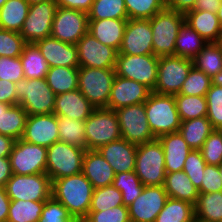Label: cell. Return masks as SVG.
Instances as JSON below:
<instances>
[{
    "instance_id": "cell-1",
    "label": "cell",
    "mask_w": 222,
    "mask_h": 222,
    "mask_svg": "<svg viewBox=\"0 0 222 222\" xmlns=\"http://www.w3.org/2000/svg\"><path fill=\"white\" fill-rule=\"evenodd\" d=\"M94 188L83 173L52 181V197L62 203L77 221L88 214Z\"/></svg>"
},
{
    "instance_id": "cell-2",
    "label": "cell",
    "mask_w": 222,
    "mask_h": 222,
    "mask_svg": "<svg viewBox=\"0 0 222 222\" xmlns=\"http://www.w3.org/2000/svg\"><path fill=\"white\" fill-rule=\"evenodd\" d=\"M144 105L147 121L155 138L179 131L182 121L176 108L174 95L151 91Z\"/></svg>"
},
{
    "instance_id": "cell-3",
    "label": "cell",
    "mask_w": 222,
    "mask_h": 222,
    "mask_svg": "<svg viewBox=\"0 0 222 222\" xmlns=\"http://www.w3.org/2000/svg\"><path fill=\"white\" fill-rule=\"evenodd\" d=\"M17 104L31 115L51 114L56 94L45 79H22L15 83Z\"/></svg>"
},
{
    "instance_id": "cell-4",
    "label": "cell",
    "mask_w": 222,
    "mask_h": 222,
    "mask_svg": "<svg viewBox=\"0 0 222 222\" xmlns=\"http://www.w3.org/2000/svg\"><path fill=\"white\" fill-rule=\"evenodd\" d=\"M115 76V68L79 67L78 89L94 108H107Z\"/></svg>"
},
{
    "instance_id": "cell-5",
    "label": "cell",
    "mask_w": 222,
    "mask_h": 222,
    "mask_svg": "<svg viewBox=\"0 0 222 222\" xmlns=\"http://www.w3.org/2000/svg\"><path fill=\"white\" fill-rule=\"evenodd\" d=\"M150 20L154 55H174L179 28L185 22L184 14L165 8Z\"/></svg>"
},
{
    "instance_id": "cell-6",
    "label": "cell",
    "mask_w": 222,
    "mask_h": 222,
    "mask_svg": "<svg viewBox=\"0 0 222 222\" xmlns=\"http://www.w3.org/2000/svg\"><path fill=\"white\" fill-rule=\"evenodd\" d=\"M86 150H98L122 138L116 112L108 108H95L85 120Z\"/></svg>"
},
{
    "instance_id": "cell-7",
    "label": "cell",
    "mask_w": 222,
    "mask_h": 222,
    "mask_svg": "<svg viewBox=\"0 0 222 222\" xmlns=\"http://www.w3.org/2000/svg\"><path fill=\"white\" fill-rule=\"evenodd\" d=\"M135 173L144 186H162L166 170L162 144L155 140L137 145Z\"/></svg>"
},
{
    "instance_id": "cell-8",
    "label": "cell",
    "mask_w": 222,
    "mask_h": 222,
    "mask_svg": "<svg viewBox=\"0 0 222 222\" xmlns=\"http://www.w3.org/2000/svg\"><path fill=\"white\" fill-rule=\"evenodd\" d=\"M86 149L57 141L47 148L46 174L51 181L82 173Z\"/></svg>"
},
{
    "instance_id": "cell-9",
    "label": "cell",
    "mask_w": 222,
    "mask_h": 222,
    "mask_svg": "<svg viewBox=\"0 0 222 222\" xmlns=\"http://www.w3.org/2000/svg\"><path fill=\"white\" fill-rule=\"evenodd\" d=\"M159 57L154 54H118L115 73L118 76L144 84L151 91L157 83Z\"/></svg>"
},
{
    "instance_id": "cell-10",
    "label": "cell",
    "mask_w": 222,
    "mask_h": 222,
    "mask_svg": "<svg viewBox=\"0 0 222 222\" xmlns=\"http://www.w3.org/2000/svg\"><path fill=\"white\" fill-rule=\"evenodd\" d=\"M193 67V60L176 55L159 57L157 83L153 92L166 95L180 93L189 71Z\"/></svg>"
},
{
    "instance_id": "cell-11",
    "label": "cell",
    "mask_w": 222,
    "mask_h": 222,
    "mask_svg": "<svg viewBox=\"0 0 222 222\" xmlns=\"http://www.w3.org/2000/svg\"><path fill=\"white\" fill-rule=\"evenodd\" d=\"M5 189L10 200L46 201L52 197V181L46 173L13 174Z\"/></svg>"
},
{
    "instance_id": "cell-12",
    "label": "cell",
    "mask_w": 222,
    "mask_h": 222,
    "mask_svg": "<svg viewBox=\"0 0 222 222\" xmlns=\"http://www.w3.org/2000/svg\"><path fill=\"white\" fill-rule=\"evenodd\" d=\"M115 112L123 139L135 145L156 139L149 127L144 103L123 107Z\"/></svg>"
},
{
    "instance_id": "cell-13",
    "label": "cell",
    "mask_w": 222,
    "mask_h": 222,
    "mask_svg": "<svg viewBox=\"0 0 222 222\" xmlns=\"http://www.w3.org/2000/svg\"><path fill=\"white\" fill-rule=\"evenodd\" d=\"M11 169L16 175H33L46 173L47 148L15 140L9 156Z\"/></svg>"
},
{
    "instance_id": "cell-14",
    "label": "cell",
    "mask_w": 222,
    "mask_h": 222,
    "mask_svg": "<svg viewBox=\"0 0 222 222\" xmlns=\"http://www.w3.org/2000/svg\"><path fill=\"white\" fill-rule=\"evenodd\" d=\"M88 14L79 10L58 7L52 23L51 37L74 44L88 32Z\"/></svg>"
},
{
    "instance_id": "cell-15",
    "label": "cell",
    "mask_w": 222,
    "mask_h": 222,
    "mask_svg": "<svg viewBox=\"0 0 222 222\" xmlns=\"http://www.w3.org/2000/svg\"><path fill=\"white\" fill-rule=\"evenodd\" d=\"M56 8L57 4L54 0L30 5L28 15L20 31V35L27 43H36L51 36Z\"/></svg>"
},
{
    "instance_id": "cell-16",
    "label": "cell",
    "mask_w": 222,
    "mask_h": 222,
    "mask_svg": "<svg viewBox=\"0 0 222 222\" xmlns=\"http://www.w3.org/2000/svg\"><path fill=\"white\" fill-rule=\"evenodd\" d=\"M80 67L115 68L118 51L87 32L77 43Z\"/></svg>"
},
{
    "instance_id": "cell-17",
    "label": "cell",
    "mask_w": 222,
    "mask_h": 222,
    "mask_svg": "<svg viewBox=\"0 0 222 222\" xmlns=\"http://www.w3.org/2000/svg\"><path fill=\"white\" fill-rule=\"evenodd\" d=\"M168 195L162 186H144L138 196L129 206L131 222H155L157 215L164 208Z\"/></svg>"
},
{
    "instance_id": "cell-18",
    "label": "cell",
    "mask_w": 222,
    "mask_h": 222,
    "mask_svg": "<svg viewBox=\"0 0 222 222\" xmlns=\"http://www.w3.org/2000/svg\"><path fill=\"white\" fill-rule=\"evenodd\" d=\"M118 54H154L150 20L128 19Z\"/></svg>"
},
{
    "instance_id": "cell-19",
    "label": "cell",
    "mask_w": 222,
    "mask_h": 222,
    "mask_svg": "<svg viewBox=\"0 0 222 222\" xmlns=\"http://www.w3.org/2000/svg\"><path fill=\"white\" fill-rule=\"evenodd\" d=\"M22 140L48 148L59 141V127L54 113L27 117Z\"/></svg>"
},
{
    "instance_id": "cell-20",
    "label": "cell",
    "mask_w": 222,
    "mask_h": 222,
    "mask_svg": "<svg viewBox=\"0 0 222 222\" xmlns=\"http://www.w3.org/2000/svg\"><path fill=\"white\" fill-rule=\"evenodd\" d=\"M151 90L144 84L116 75L112 84L108 109L117 110L145 103Z\"/></svg>"
},
{
    "instance_id": "cell-21",
    "label": "cell",
    "mask_w": 222,
    "mask_h": 222,
    "mask_svg": "<svg viewBox=\"0 0 222 222\" xmlns=\"http://www.w3.org/2000/svg\"><path fill=\"white\" fill-rule=\"evenodd\" d=\"M35 44L49 67H80L76 45L62 42L51 36L39 40Z\"/></svg>"
},
{
    "instance_id": "cell-22",
    "label": "cell",
    "mask_w": 222,
    "mask_h": 222,
    "mask_svg": "<svg viewBox=\"0 0 222 222\" xmlns=\"http://www.w3.org/2000/svg\"><path fill=\"white\" fill-rule=\"evenodd\" d=\"M110 164L115 174L135 171L137 145L120 138L97 150Z\"/></svg>"
},
{
    "instance_id": "cell-23",
    "label": "cell",
    "mask_w": 222,
    "mask_h": 222,
    "mask_svg": "<svg viewBox=\"0 0 222 222\" xmlns=\"http://www.w3.org/2000/svg\"><path fill=\"white\" fill-rule=\"evenodd\" d=\"M94 109V106L77 89L56 95L53 113L56 116L85 121Z\"/></svg>"
},
{
    "instance_id": "cell-24",
    "label": "cell",
    "mask_w": 222,
    "mask_h": 222,
    "mask_svg": "<svg viewBox=\"0 0 222 222\" xmlns=\"http://www.w3.org/2000/svg\"><path fill=\"white\" fill-rule=\"evenodd\" d=\"M82 173L94 189L112 185L115 177L114 170L97 150L85 151Z\"/></svg>"
},
{
    "instance_id": "cell-25",
    "label": "cell",
    "mask_w": 222,
    "mask_h": 222,
    "mask_svg": "<svg viewBox=\"0 0 222 222\" xmlns=\"http://www.w3.org/2000/svg\"><path fill=\"white\" fill-rule=\"evenodd\" d=\"M162 144L166 173L182 171L191 148L179 132L167 133L157 138Z\"/></svg>"
},
{
    "instance_id": "cell-26",
    "label": "cell",
    "mask_w": 222,
    "mask_h": 222,
    "mask_svg": "<svg viewBox=\"0 0 222 222\" xmlns=\"http://www.w3.org/2000/svg\"><path fill=\"white\" fill-rule=\"evenodd\" d=\"M128 19L89 20L88 32L104 45L119 51Z\"/></svg>"
},
{
    "instance_id": "cell-27",
    "label": "cell",
    "mask_w": 222,
    "mask_h": 222,
    "mask_svg": "<svg viewBox=\"0 0 222 222\" xmlns=\"http://www.w3.org/2000/svg\"><path fill=\"white\" fill-rule=\"evenodd\" d=\"M185 23L208 43H215L222 33L217 14L206 10H191L184 14Z\"/></svg>"
},
{
    "instance_id": "cell-28",
    "label": "cell",
    "mask_w": 222,
    "mask_h": 222,
    "mask_svg": "<svg viewBox=\"0 0 222 222\" xmlns=\"http://www.w3.org/2000/svg\"><path fill=\"white\" fill-rule=\"evenodd\" d=\"M28 114L21 105L0 103V134L14 140L22 138Z\"/></svg>"
},
{
    "instance_id": "cell-29",
    "label": "cell",
    "mask_w": 222,
    "mask_h": 222,
    "mask_svg": "<svg viewBox=\"0 0 222 222\" xmlns=\"http://www.w3.org/2000/svg\"><path fill=\"white\" fill-rule=\"evenodd\" d=\"M163 187L168 197L196 205L199 196L198 189L183 171L166 173Z\"/></svg>"
},
{
    "instance_id": "cell-30",
    "label": "cell",
    "mask_w": 222,
    "mask_h": 222,
    "mask_svg": "<svg viewBox=\"0 0 222 222\" xmlns=\"http://www.w3.org/2000/svg\"><path fill=\"white\" fill-rule=\"evenodd\" d=\"M214 130L208 118L201 117L182 121L178 132L192 150H200Z\"/></svg>"
},
{
    "instance_id": "cell-31",
    "label": "cell",
    "mask_w": 222,
    "mask_h": 222,
    "mask_svg": "<svg viewBox=\"0 0 222 222\" xmlns=\"http://www.w3.org/2000/svg\"><path fill=\"white\" fill-rule=\"evenodd\" d=\"M29 8L26 0H7L0 8V28L20 33Z\"/></svg>"
},
{
    "instance_id": "cell-32",
    "label": "cell",
    "mask_w": 222,
    "mask_h": 222,
    "mask_svg": "<svg viewBox=\"0 0 222 222\" xmlns=\"http://www.w3.org/2000/svg\"><path fill=\"white\" fill-rule=\"evenodd\" d=\"M25 79H45L49 65L35 43H27L20 55Z\"/></svg>"
},
{
    "instance_id": "cell-33",
    "label": "cell",
    "mask_w": 222,
    "mask_h": 222,
    "mask_svg": "<svg viewBox=\"0 0 222 222\" xmlns=\"http://www.w3.org/2000/svg\"><path fill=\"white\" fill-rule=\"evenodd\" d=\"M78 71L79 67H50L45 80L56 95L77 90Z\"/></svg>"
},
{
    "instance_id": "cell-34",
    "label": "cell",
    "mask_w": 222,
    "mask_h": 222,
    "mask_svg": "<svg viewBox=\"0 0 222 222\" xmlns=\"http://www.w3.org/2000/svg\"><path fill=\"white\" fill-rule=\"evenodd\" d=\"M207 43L206 40L184 22L179 28L174 55L193 59Z\"/></svg>"
},
{
    "instance_id": "cell-35",
    "label": "cell",
    "mask_w": 222,
    "mask_h": 222,
    "mask_svg": "<svg viewBox=\"0 0 222 222\" xmlns=\"http://www.w3.org/2000/svg\"><path fill=\"white\" fill-rule=\"evenodd\" d=\"M195 209V219L200 222L222 221V191L199 193Z\"/></svg>"
},
{
    "instance_id": "cell-36",
    "label": "cell",
    "mask_w": 222,
    "mask_h": 222,
    "mask_svg": "<svg viewBox=\"0 0 222 222\" xmlns=\"http://www.w3.org/2000/svg\"><path fill=\"white\" fill-rule=\"evenodd\" d=\"M194 220L193 204L168 197L155 222H193Z\"/></svg>"
},
{
    "instance_id": "cell-37",
    "label": "cell",
    "mask_w": 222,
    "mask_h": 222,
    "mask_svg": "<svg viewBox=\"0 0 222 222\" xmlns=\"http://www.w3.org/2000/svg\"><path fill=\"white\" fill-rule=\"evenodd\" d=\"M45 201L11 200L6 222H39Z\"/></svg>"
},
{
    "instance_id": "cell-38",
    "label": "cell",
    "mask_w": 222,
    "mask_h": 222,
    "mask_svg": "<svg viewBox=\"0 0 222 222\" xmlns=\"http://www.w3.org/2000/svg\"><path fill=\"white\" fill-rule=\"evenodd\" d=\"M59 141L86 149L85 121L57 116Z\"/></svg>"
},
{
    "instance_id": "cell-39",
    "label": "cell",
    "mask_w": 222,
    "mask_h": 222,
    "mask_svg": "<svg viewBox=\"0 0 222 222\" xmlns=\"http://www.w3.org/2000/svg\"><path fill=\"white\" fill-rule=\"evenodd\" d=\"M192 60L197 70L211 78L222 71V53L215 43H207Z\"/></svg>"
},
{
    "instance_id": "cell-40",
    "label": "cell",
    "mask_w": 222,
    "mask_h": 222,
    "mask_svg": "<svg viewBox=\"0 0 222 222\" xmlns=\"http://www.w3.org/2000/svg\"><path fill=\"white\" fill-rule=\"evenodd\" d=\"M174 99L181 121L207 116L206 96L176 94Z\"/></svg>"
},
{
    "instance_id": "cell-41",
    "label": "cell",
    "mask_w": 222,
    "mask_h": 222,
    "mask_svg": "<svg viewBox=\"0 0 222 222\" xmlns=\"http://www.w3.org/2000/svg\"><path fill=\"white\" fill-rule=\"evenodd\" d=\"M87 14L89 20L128 19L124 0H94Z\"/></svg>"
},
{
    "instance_id": "cell-42",
    "label": "cell",
    "mask_w": 222,
    "mask_h": 222,
    "mask_svg": "<svg viewBox=\"0 0 222 222\" xmlns=\"http://www.w3.org/2000/svg\"><path fill=\"white\" fill-rule=\"evenodd\" d=\"M112 185L121 192L123 205L127 207L141 195L144 189L135 171L115 174Z\"/></svg>"
},
{
    "instance_id": "cell-43",
    "label": "cell",
    "mask_w": 222,
    "mask_h": 222,
    "mask_svg": "<svg viewBox=\"0 0 222 222\" xmlns=\"http://www.w3.org/2000/svg\"><path fill=\"white\" fill-rule=\"evenodd\" d=\"M128 19H151L166 8L165 0H124Z\"/></svg>"
},
{
    "instance_id": "cell-44",
    "label": "cell",
    "mask_w": 222,
    "mask_h": 222,
    "mask_svg": "<svg viewBox=\"0 0 222 222\" xmlns=\"http://www.w3.org/2000/svg\"><path fill=\"white\" fill-rule=\"evenodd\" d=\"M119 205H123L122 194L110 185L94 189L89 211H105Z\"/></svg>"
},
{
    "instance_id": "cell-45",
    "label": "cell",
    "mask_w": 222,
    "mask_h": 222,
    "mask_svg": "<svg viewBox=\"0 0 222 222\" xmlns=\"http://www.w3.org/2000/svg\"><path fill=\"white\" fill-rule=\"evenodd\" d=\"M212 85V78L194 66L188 73L179 94L188 96H206Z\"/></svg>"
},
{
    "instance_id": "cell-46",
    "label": "cell",
    "mask_w": 222,
    "mask_h": 222,
    "mask_svg": "<svg viewBox=\"0 0 222 222\" xmlns=\"http://www.w3.org/2000/svg\"><path fill=\"white\" fill-rule=\"evenodd\" d=\"M207 118L214 129L222 130V85L212 84L206 94Z\"/></svg>"
},
{
    "instance_id": "cell-47",
    "label": "cell",
    "mask_w": 222,
    "mask_h": 222,
    "mask_svg": "<svg viewBox=\"0 0 222 222\" xmlns=\"http://www.w3.org/2000/svg\"><path fill=\"white\" fill-rule=\"evenodd\" d=\"M26 44L19 32L0 28V56L19 57Z\"/></svg>"
},
{
    "instance_id": "cell-48",
    "label": "cell",
    "mask_w": 222,
    "mask_h": 222,
    "mask_svg": "<svg viewBox=\"0 0 222 222\" xmlns=\"http://www.w3.org/2000/svg\"><path fill=\"white\" fill-rule=\"evenodd\" d=\"M207 165L222 164V130L215 129L200 149Z\"/></svg>"
},
{
    "instance_id": "cell-49",
    "label": "cell",
    "mask_w": 222,
    "mask_h": 222,
    "mask_svg": "<svg viewBox=\"0 0 222 222\" xmlns=\"http://www.w3.org/2000/svg\"><path fill=\"white\" fill-rule=\"evenodd\" d=\"M206 165L200 150H191L185 160L182 171L188 175L189 179L198 190L201 188L202 176Z\"/></svg>"
},
{
    "instance_id": "cell-50",
    "label": "cell",
    "mask_w": 222,
    "mask_h": 222,
    "mask_svg": "<svg viewBox=\"0 0 222 222\" xmlns=\"http://www.w3.org/2000/svg\"><path fill=\"white\" fill-rule=\"evenodd\" d=\"M39 222H77L68 209L53 197L45 201Z\"/></svg>"
},
{
    "instance_id": "cell-51",
    "label": "cell",
    "mask_w": 222,
    "mask_h": 222,
    "mask_svg": "<svg viewBox=\"0 0 222 222\" xmlns=\"http://www.w3.org/2000/svg\"><path fill=\"white\" fill-rule=\"evenodd\" d=\"M81 222H131L127 206L119 205L105 211H89Z\"/></svg>"
},
{
    "instance_id": "cell-52",
    "label": "cell",
    "mask_w": 222,
    "mask_h": 222,
    "mask_svg": "<svg viewBox=\"0 0 222 222\" xmlns=\"http://www.w3.org/2000/svg\"><path fill=\"white\" fill-rule=\"evenodd\" d=\"M0 79L18 82L24 79V71L19 57L0 56Z\"/></svg>"
},
{
    "instance_id": "cell-53",
    "label": "cell",
    "mask_w": 222,
    "mask_h": 222,
    "mask_svg": "<svg viewBox=\"0 0 222 222\" xmlns=\"http://www.w3.org/2000/svg\"><path fill=\"white\" fill-rule=\"evenodd\" d=\"M222 191V178L216 165H206L202 176L201 188L199 193H214Z\"/></svg>"
},
{
    "instance_id": "cell-54",
    "label": "cell",
    "mask_w": 222,
    "mask_h": 222,
    "mask_svg": "<svg viewBox=\"0 0 222 222\" xmlns=\"http://www.w3.org/2000/svg\"><path fill=\"white\" fill-rule=\"evenodd\" d=\"M0 103L17 105L15 83L0 79Z\"/></svg>"
},
{
    "instance_id": "cell-55",
    "label": "cell",
    "mask_w": 222,
    "mask_h": 222,
    "mask_svg": "<svg viewBox=\"0 0 222 222\" xmlns=\"http://www.w3.org/2000/svg\"><path fill=\"white\" fill-rule=\"evenodd\" d=\"M58 7L79 10L85 13L90 11L94 0H54Z\"/></svg>"
},
{
    "instance_id": "cell-56",
    "label": "cell",
    "mask_w": 222,
    "mask_h": 222,
    "mask_svg": "<svg viewBox=\"0 0 222 222\" xmlns=\"http://www.w3.org/2000/svg\"><path fill=\"white\" fill-rule=\"evenodd\" d=\"M196 0H165L166 8L185 14L194 10Z\"/></svg>"
},
{
    "instance_id": "cell-57",
    "label": "cell",
    "mask_w": 222,
    "mask_h": 222,
    "mask_svg": "<svg viewBox=\"0 0 222 222\" xmlns=\"http://www.w3.org/2000/svg\"><path fill=\"white\" fill-rule=\"evenodd\" d=\"M12 175L9 157L0 158V187H5Z\"/></svg>"
},
{
    "instance_id": "cell-58",
    "label": "cell",
    "mask_w": 222,
    "mask_h": 222,
    "mask_svg": "<svg viewBox=\"0 0 222 222\" xmlns=\"http://www.w3.org/2000/svg\"><path fill=\"white\" fill-rule=\"evenodd\" d=\"M10 202L5 187H0V222L7 221Z\"/></svg>"
},
{
    "instance_id": "cell-59",
    "label": "cell",
    "mask_w": 222,
    "mask_h": 222,
    "mask_svg": "<svg viewBox=\"0 0 222 222\" xmlns=\"http://www.w3.org/2000/svg\"><path fill=\"white\" fill-rule=\"evenodd\" d=\"M221 0H196L194 10H206L216 14L220 7Z\"/></svg>"
},
{
    "instance_id": "cell-60",
    "label": "cell",
    "mask_w": 222,
    "mask_h": 222,
    "mask_svg": "<svg viewBox=\"0 0 222 222\" xmlns=\"http://www.w3.org/2000/svg\"><path fill=\"white\" fill-rule=\"evenodd\" d=\"M14 143L13 138L0 134V158L10 156Z\"/></svg>"
},
{
    "instance_id": "cell-61",
    "label": "cell",
    "mask_w": 222,
    "mask_h": 222,
    "mask_svg": "<svg viewBox=\"0 0 222 222\" xmlns=\"http://www.w3.org/2000/svg\"><path fill=\"white\" fill-rule=\"evenodd\" d=\"M212 84L222 85V71L217 73L214 77H212Z\"/></svg>"
},
{
    "instance_id": "cell-62",
    "label": "cell",
    "mask_w": 222,
    "mask_h": 222,
    "mask_svg": "<svg viewBox=\"0 0 222 222\" xmlns=\"http://www.w3.org/2000/svg\"><path fill=\"white\" fill-rule=\"evenodd\" d=\"M216 14H217L220 26L222 27V0H221V3H220V7L218 9V12Z\"/></svg>"
},
{
    "instance_id": "cell-63",
    "label": "cell",
    "mask_w": 222,
    "mask_h": 222,
    "mask_svg": "<svg viewBox=\"0 0 222 222\" xmlns=\"http://www.w3.org/2000/svg\"><path fill=\"white\" fill-rule=\"evenodd\" d=\"M215 44L220 48V51L222 53V33L218 36V39Z\"/></svg>"
},
{
    "instance_id": "cell-64",
    "label": "cell",
    "mask_w": 222,
    "mask_h": 222,
    "mask_svg": "<svg viewBox=\"0 0 222 222\" xmlns=\"http://www.w3.org/2000/svg\"><path fill=\"white\" fill-rule=\"evenodd\" d=\"M26 1L31 5V4H34V3L45 2V1H48V0H26Z\"/></svg>"
},
{
    "instance_id": "cell-65",
    "label": "cell",
    "mask_w": 222,
    "mask_h": 222,
    "mask_svg": "<svg viewBox=\"0 0 222 222\" xmlns=\"http://www.w3.org/2000/svg\"><path fill=\"white\" fill-rule=\"evenodd\" d=\"M218 168H219V171H220V176H221V178H222V164H220V165L218 166Z\"/></svg>"
},
{
    "instance_id": "cell-66",
    "label": "cell",
    "mask_w": 222,
    "mask_h": 222,
    "mask_svg": "<svg viewBox=\"0 0 222 222\" xmlns=\"http://www.w3.org/2000/svg\"><path fill=\"white\" fill-rule=\"evenodd\" d=\"M7 0H0V8L5 4Z\"/></svg>"
}]
</instances>
